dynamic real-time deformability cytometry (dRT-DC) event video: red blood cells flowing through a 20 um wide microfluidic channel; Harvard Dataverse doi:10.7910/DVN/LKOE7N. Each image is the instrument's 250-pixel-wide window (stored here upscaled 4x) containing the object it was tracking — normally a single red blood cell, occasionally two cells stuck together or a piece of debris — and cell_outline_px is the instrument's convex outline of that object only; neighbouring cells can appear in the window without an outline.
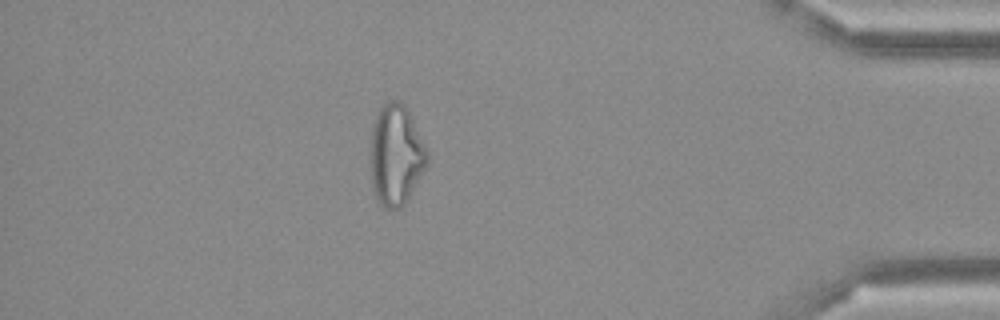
{"species": "Egyptian fruit bat (a non-hibernating species)", "species_latin": "Rousettus aegyptiacus", "temperature_condition": "cold", "stored_images_in_passage": 43, "camera_frame_rate_fps": 3000, "um_per_image_px": 0.085, "frame": {"image": 1, "passage_image": 37, "time_ms": 12.0, "image_size_px": [1000, 320], "cell_outline_px": [[428, 164], [408, 200], [400, 208], [380, 208], [376, 200], [372, 188], [368, 152], [372, 128], [380, 104], [388, 100], [400, 100], [408, 108], [428, 152]], "centroid_in_image_um": [33.62, 13.18], "position_along_channel_um": 401.6, "area_um2": 34.45}}